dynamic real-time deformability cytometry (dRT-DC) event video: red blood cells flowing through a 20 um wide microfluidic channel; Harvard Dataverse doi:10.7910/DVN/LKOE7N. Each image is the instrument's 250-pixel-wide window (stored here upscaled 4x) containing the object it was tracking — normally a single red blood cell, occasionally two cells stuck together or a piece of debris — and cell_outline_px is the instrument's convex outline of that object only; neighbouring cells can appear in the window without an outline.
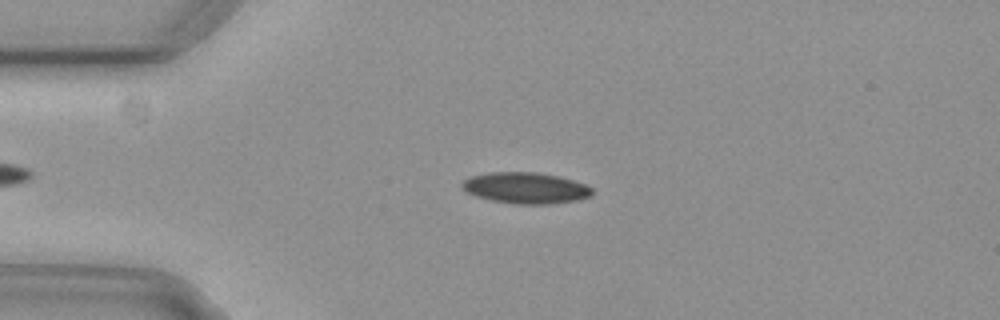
{"species": "common noctule bat (a hibernating species)", "species_latin": "Nyctalus noctula", "temperature_condition": "cold", "stored_images_in_passage": 45, "camera_frame_rate_fps": 3000, "um_per_image_px": 0.085, "animal": {"sex": "female", "body_mass_g": 29.2, "forearm_length_mm": 56.3}, "frame": {"image": 1, "passage_image": 8, "time_ms": 2.333, "image_size_px": [1000, 320], "cell_outline_px": [[592, 196], [576, 200], [548, 204], [516, 204], [492, 200], [476, 196], [464, 192], [460, 188], [460, 184], [464, 180], [472, 176], [488, 172], [536, 172], [556, 176], [572, 180], [584, 184], [592, 188]], "centroid_in_image_um": [44.63, 15.98], "position_along_channel_um": 40.4, "area_um2": 23.58}}
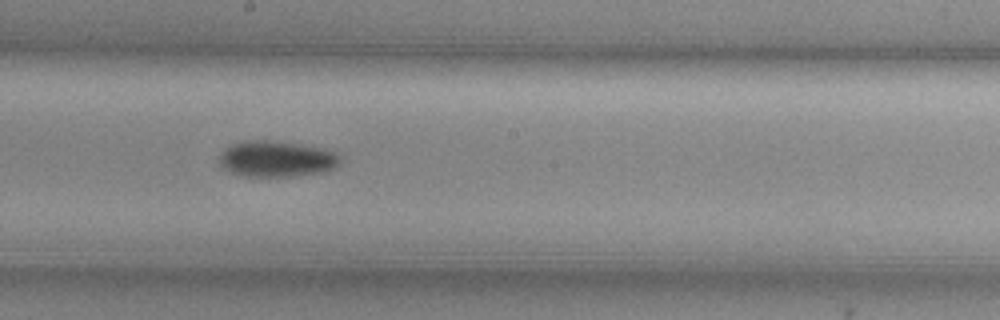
{"frame": {"image": 2, "passage_image": 25, "time_ms": 8.0, "image_size_px": [1000, 320], "cell_outline_px": [[340, 164], [336, 168], [328, 172], [296, 176], [244, 176], [232, 172], [224, 168], [220, 164], [216, 156], [228, 144], [244, 140], [268, 140], [300, 144], [324, 148], [340, 156]], "centroid_in_image_um": [23.49, 13.5], "position_along_channel_um": 224.7, "area_um2": 25.89}}
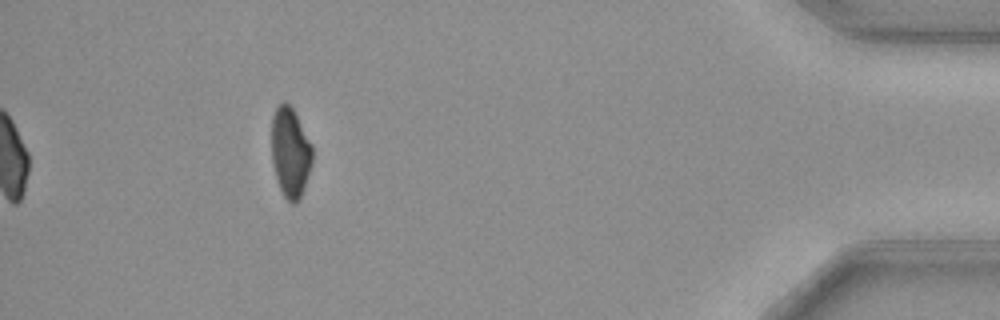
{"frame": {"image": 3, "passage_image": 45, "time_ms": 14.667, "image_size_px": [1000, 320], "cell_outline_px": [[312, 164], [300, 200], [296, 204], [292, 204], [284, 196], [276, 180], [272, 164], [272, 116], [276, 108], [284, 100], [292, 108], [312, 144]], "centroid_in_image_um": [24.67, 12.99], "position_along_channel_um": 410.5, "area_um2": 21.44}, "authors_computed_cell_mechanics": {"area_um2": 23.5824, "velocity_mm_per_s": 3.7283, "shape_relaxation_time_tau1_ms": 9.2868, "shape_relaxation_time_tau2_ms": null, "deformation_change_tau1": 0.1819, "deformation_change_tau2": null}}